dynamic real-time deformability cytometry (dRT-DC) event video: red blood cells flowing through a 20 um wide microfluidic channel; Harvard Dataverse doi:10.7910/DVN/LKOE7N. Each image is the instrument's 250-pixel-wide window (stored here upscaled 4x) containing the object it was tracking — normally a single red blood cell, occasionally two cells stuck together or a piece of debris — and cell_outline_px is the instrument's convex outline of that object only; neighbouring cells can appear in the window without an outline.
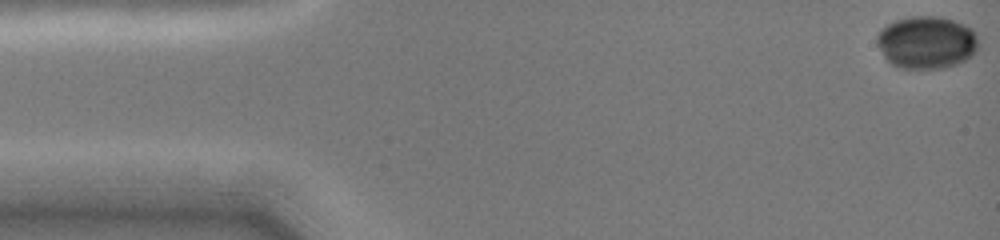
{"species": "common noctule bat (a hibernating species)", "species_latin": "Nyctalus noctula", "temperature_condition": "cold", "stored_images_in_passage": 16, "camera_frame_rate_fps": 3000, "um_per_image_px": 0.085, "animal": {"sex": "female", "body_mass_g": 19.0, "forearm_length_mm": 51.5}, "frame": {"image": 1, "passage_image": 1, "time_ms": 0.0, "image_size_px": [1000, 240], "cell_outline_px": [[980, 48], [976, 52], [964, 60], [956, 64], [944, 68], [900, 68], [892, 64], [884, 56], [876, 40], [876, 36], [888, 24], [896, 20], [912, 16], [932, 16], [952, 20], [964, 24], [972, 28], [976, 32], [980, 44]], "centroid_in_image_um": [78.81, 3.6], "position_along_channel_um": 6.2, "area_um2": 31.04}}
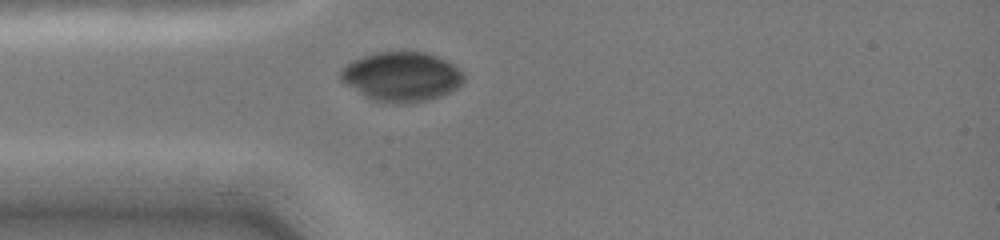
{"frame": {"image": 2, "passage_image": 10, "time_ms": 4.0, "image_size_px": [1000, 240], "cell_outline_px": [[464, 80], [456, 88], [440, 96], [428, 100], [408, 104], [392, 104], [372, 100], [364, 96], [340, 80], [340, 72], [352, 60], [376, 52], [424, 52], [436, 56], [452, 64], [464, 76]], "centroid_in_image_um": [34.1, 6.54], "position_along_channel_um": 50.9, "area_um2": 35.26}}
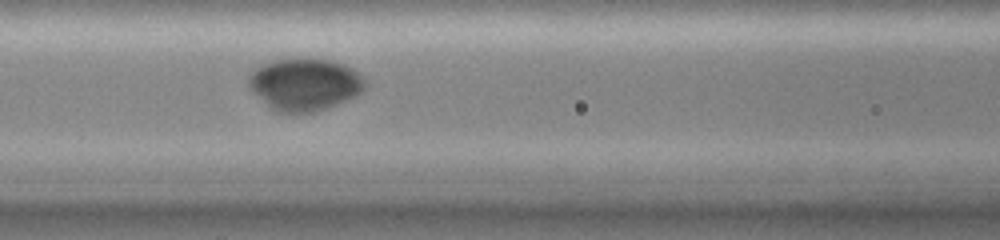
{"frame": {"image": 3, "passage_image": 16, "time_ms": 6.333, "image_size_px": [1000, 240], "cell_outline_px": [[368, 84], [356, 96], [336, 104], [312, 112], [296, 116], [276, 112], [268, 108], [252, 92], [248, 84], [248, 80], [252, 72], [260, 64], [272, 60], [304, 56], [312, 56], [332, 60], [344, 64], [352, 68]], "centroid_in_image_um": [25.85, 7.16], "position_along_channel_um": 140.7, "area_um2": 36.59}}